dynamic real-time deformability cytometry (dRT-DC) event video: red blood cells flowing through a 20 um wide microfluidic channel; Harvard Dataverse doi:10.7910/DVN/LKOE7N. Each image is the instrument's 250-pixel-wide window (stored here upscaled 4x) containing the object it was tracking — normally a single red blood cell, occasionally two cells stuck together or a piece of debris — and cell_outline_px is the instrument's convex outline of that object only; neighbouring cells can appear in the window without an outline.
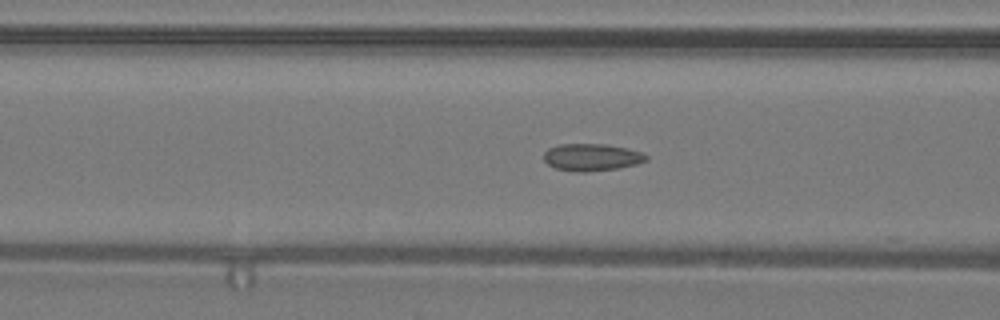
{"species": "common noctule bat (a hibernating species)", "species_latin": "Nyctalus noctula", "temperature_condition": "warm", "stored_images_in_passage": 22, "camera_frame_rate_fps": 3000, "um_per_image_px": 0.085, "animal": {"sex": "male", "body_mass_g": 19.2, "forearm_length_mm": 51.8}, "frame": {"image": 1, "passage_image": 19, "time_ms": 6.0, "image_size_px": [1000, 320], "cell_outline_px": [[648, 160], [636, 164], [620, 168], [584, 172], [576, 172], [556, 168], [548, 164], [544, 160], [544, 152], [548, 148], [560, 144], [608, 144], [628, 148], [640, 152], [648, 156]], "centroid_in_image_um": [50.3, 13.36], "position_along_channel_um": 116.3, "area_um2": 16.3}}